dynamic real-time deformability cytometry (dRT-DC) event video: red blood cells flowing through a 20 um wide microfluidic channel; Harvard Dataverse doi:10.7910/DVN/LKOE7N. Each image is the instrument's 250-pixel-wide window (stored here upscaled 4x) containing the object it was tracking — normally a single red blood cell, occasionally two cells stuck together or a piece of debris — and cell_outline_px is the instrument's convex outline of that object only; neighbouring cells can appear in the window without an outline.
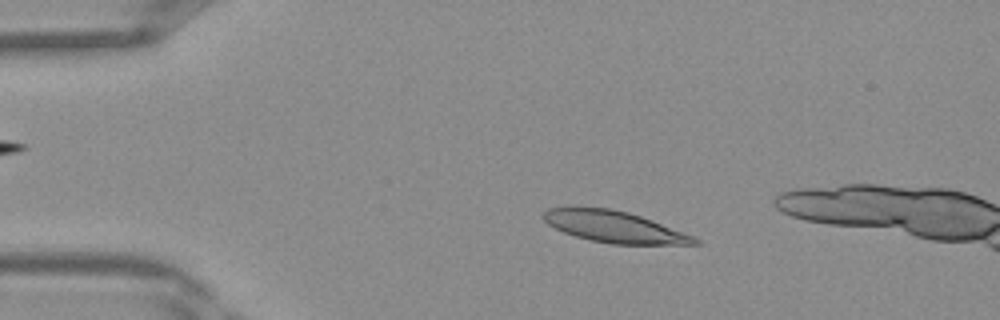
{"species": "Egyptian fruit bat (a non-hibernating species)", "species_latin": "Rousettus aegyptiacus", "temperature_condition": "warm", "stored_images_in_passage": 11, "camera_frame_rate_fps": 3000, "um_per_image_px": 0.085, "frame": {"image": 1, "passage_image": 7, "time_ms": 2.0, "image_size_px": [1000, 320], "cell_outline_px": [[704, 244], [612, 244], [592, 240], [576, 236], [564, 232], [548, 224], [540, 216], [548, 208], [608, 208], [628, 212], [652, 220], [692, 236], [700, 240]], "centroid_in_image_um": [52.21, 19.28], "position_along_channel_um": 32.8, "area_um2": 27.17}}